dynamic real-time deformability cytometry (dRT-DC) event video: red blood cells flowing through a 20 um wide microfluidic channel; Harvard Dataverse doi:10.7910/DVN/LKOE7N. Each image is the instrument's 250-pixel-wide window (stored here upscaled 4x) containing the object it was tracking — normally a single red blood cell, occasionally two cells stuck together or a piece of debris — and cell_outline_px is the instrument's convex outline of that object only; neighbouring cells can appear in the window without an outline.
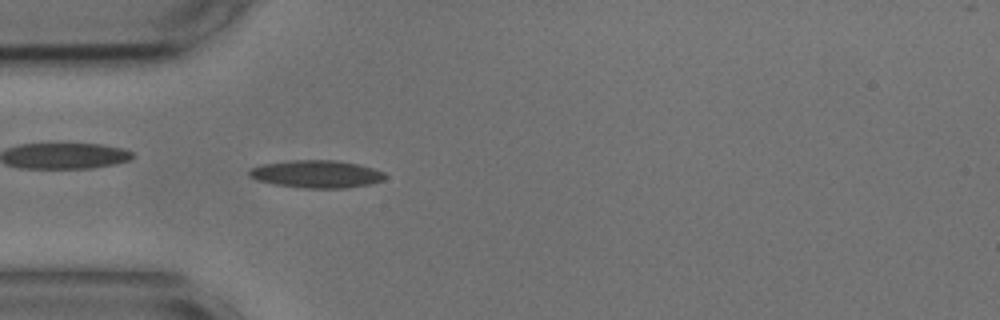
{"species": "common noctule bat (a hibernating species)", "species_latin": "Nyctalus noctula", "temperature_condition": "cold", "stored_images_in_passage": 40, "camera_frame_rate_fps": 3000, "um_per_image_px": 0.085, "animal": {"sex": "male", "body_mass_g": 17.9, "forearm_length_mm": 54.2}, "frame": {"image": 1, "passage_image": 1, "time_ms": 0.0, "image_size_px": [1000, 320], "cell_outline_px": [[388, 176], [384, 180], [368, 184], [348, 188], [308, 188], [276, 184], [256, 180], [248, 176], [248, 172], [252, 168], [260, 164], [288, 160], [336, 160], [360, 164], [384, 172]], "centroid_in_image_um": [26.91, 14.78], "position_along_channel_um": 58.1, "area_um2": 21.96}}
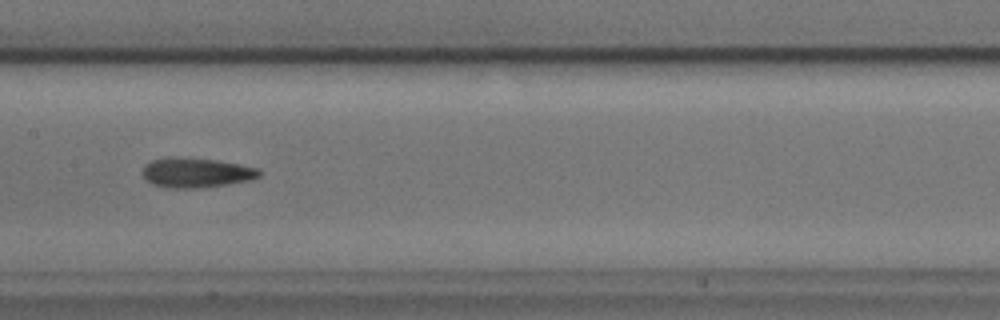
{"frame": {"image": 2, "passage_image": 12, "time_ms": 3.667, "image_size_px": [1000, 320], "cell_outline_px": [[264, 172], [260, 176], [248, 180], [200, 188], [168, 188], [152, 184], [144, 180], [144, 168], [152, 160], [168, 156], [180, 156], [216, 160], [260, 168]], "centroid_in_image_um": [16.68, 14.66], "position_along_channel_um": 190.7, "area_um2": 20.35}}
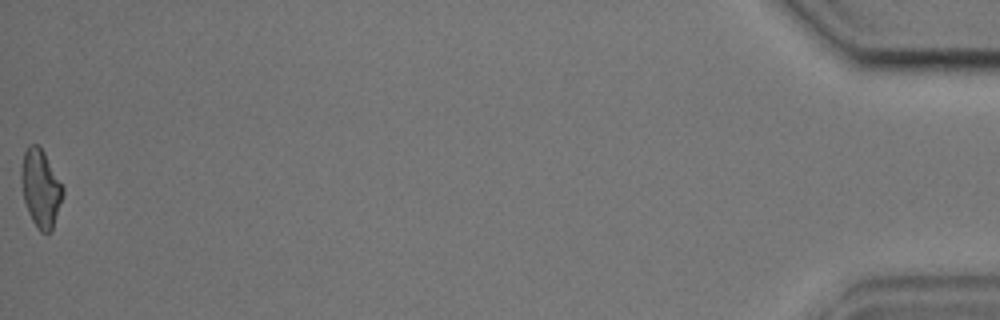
{"frame": {"image": 3, "passage_image": 40, "time_ms": 13.0, "image_size_px": [1000, 320], "cell_outline_px": [[64, 192], [52, 228], [48, 232], [40, 232], [32, 220], [28, 212], [24, 200], [20, 176], [20, 168], [24, 152], [28, 144], [36, 144], [44, 152], [64, 188]], "centroid_in_image_um": [3.43, 15.97], "position_along_channel_um": 431.8, "area_um2": 18.61}, "authors_computed_cell_mechanics": {"area_um2": 19.2474, "velocity_mm_per_s": 3.6621, "shape_relaxation_time_tau1_ms": 4.9922, "shape_relaxation_time_tau2_ms": 3.0977, "deformation_change_tau1": 0.1572, "deformation_change_tau2": 0.127}}